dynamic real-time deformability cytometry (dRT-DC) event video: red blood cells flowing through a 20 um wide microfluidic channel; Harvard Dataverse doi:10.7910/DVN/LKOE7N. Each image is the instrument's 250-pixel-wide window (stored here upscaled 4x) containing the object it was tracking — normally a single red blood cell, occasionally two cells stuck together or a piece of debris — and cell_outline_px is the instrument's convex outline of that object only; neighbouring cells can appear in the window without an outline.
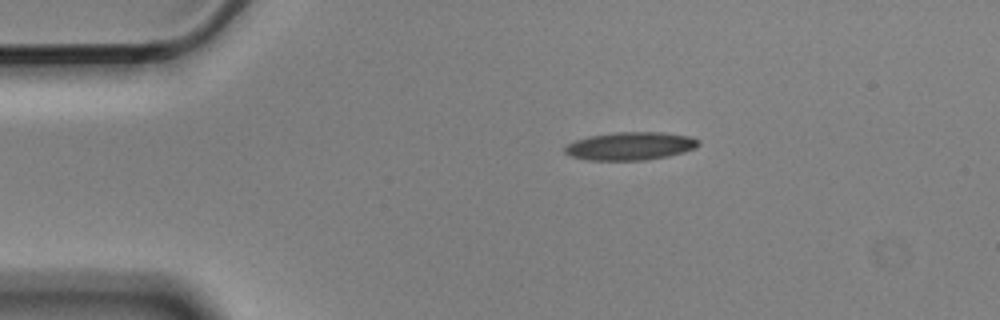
{"species": "Egyptian fruit bat (a non-hibernating species)", "species_latin": "Rousettus aegyptiacus", "temperature_condition": "cold", "stored_images_in_passage": 2, "camera_frame_rate_fps": 3000, "um_per_image_px": 0.085, "animal": {"sex": "male"}, "frame": {"image": 1, "passage_image": 2, "time_ms": 0.333, "image_size_px": [1000, 320], "cell_outline_px": [[700, 144], [696, 148], [684, 152], [668, 156], [644, 160], [588, 160], [572, 156], [564, 152], [564, 148], [568, 144], [576, 140], [588, 136], [616, 132], [660, 132], [688, 136], [700, 140]], "centroid_in_image_um": [53.59, 12.41], "position_along_channel_um": 31.4, "area_um2": 21.79}}